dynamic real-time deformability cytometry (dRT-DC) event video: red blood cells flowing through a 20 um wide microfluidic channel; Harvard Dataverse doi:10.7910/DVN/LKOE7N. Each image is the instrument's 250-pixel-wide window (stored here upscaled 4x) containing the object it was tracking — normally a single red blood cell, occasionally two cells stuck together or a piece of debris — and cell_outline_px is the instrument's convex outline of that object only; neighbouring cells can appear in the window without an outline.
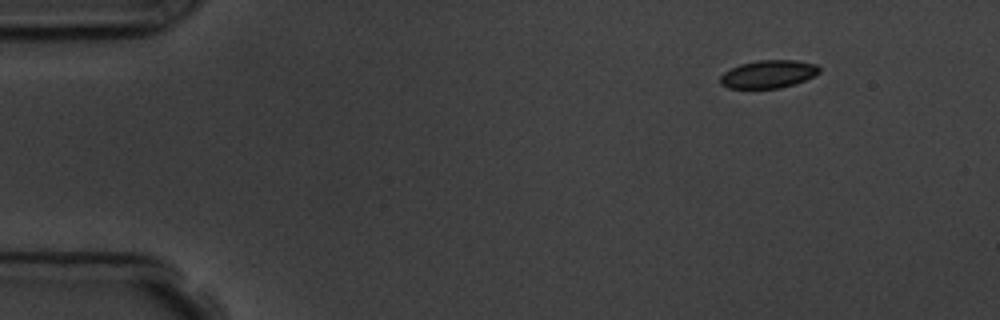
{"species": "common noctule bat (a hibernating species)", "species_latin": "Nyctalus noctula", "temperature_condition": "room temperature", "stored_images_in_passage": 5, "camera_frame_rate_fps": 3000, "um_per_image_px": 0.085, "animal": {"sex": "male", "body_mass_g": 19.5, "forearm_length_mm": 54.6}, "frame": {"image": 1, "passage_image": 1, "time_ms": 0.0, "image_size_px": [1000, 320], "cell_outline_px": [[820, 72], [804, 80], [780, 88], [728, 88], [720, 84], [720, 76], [724, 72], [740, 64], [756, 60], [796, 60], [816, 64], [820, 68]], "centroid_in_image_um": [65.29, 6.29], "position_along_channel_um": 19.7, "area_um2": 16.01}}
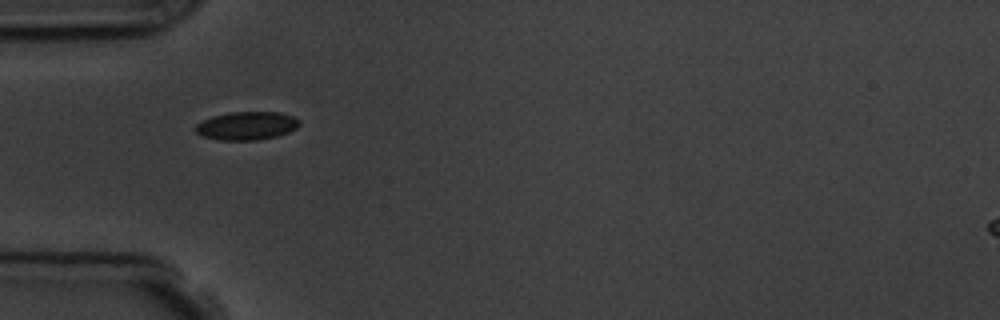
{"frame": {"image": 2, "passage_image": 4, "time_ms": 3.667, "image_size_px": [1000, 320], "cell_outline_px": [[300, 124], [296, 128], [288, 132], [276, 136], [256, 140], [220, 140], [200, 136], [196, 132], [196, 124], [212, 116], [228, 112], [280, 112], [292, 116], [300, 120]], "centroid_in_image_um": [20.96, 10.69], "position_along_channel_um": 64.0, "area_um2": 17.11}}